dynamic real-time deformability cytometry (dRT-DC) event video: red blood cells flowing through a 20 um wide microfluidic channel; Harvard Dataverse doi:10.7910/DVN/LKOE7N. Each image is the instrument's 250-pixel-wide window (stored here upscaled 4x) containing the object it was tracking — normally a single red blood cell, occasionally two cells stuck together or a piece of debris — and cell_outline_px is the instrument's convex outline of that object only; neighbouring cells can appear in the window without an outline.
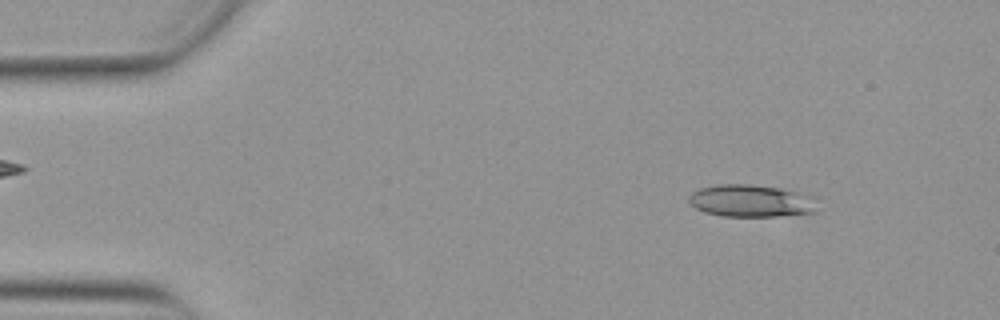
{"species": "Egyptian fruit bat (a non-hibernating species)", "species_latin": "Rousettus aegyptiacus", "temperature_condition": "warm", "stored_images_in_passage": 51, "camera_frame_rate_fps": 3000, "um_per_image_px": 0.085, "animal": {"sex": "female"}, "frame": {"image": 1, "passage_image": 5, "time_ms": 1.333, "image_size_px": [1000, 320], "cell_outline_px": [[820, 196], [816, 212], [776, 216], [720, 216], [704, 212], [696, 208], [688, 200], [688, 196], [692, 192], [700, 188], [716, 184], [748, 184], [780, 188]], "centroid_in_image_um": [63.92, 17.06], "position_along_channel_um": 21.1, "area_um2": 24.68}}
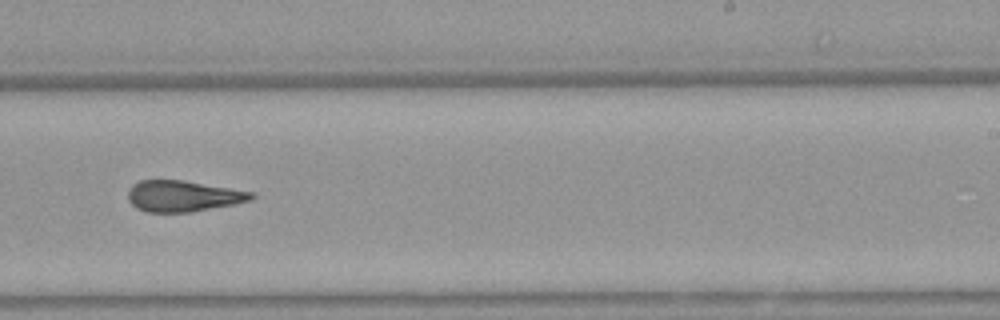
{"frame": {"image": 2, "passage_image": 31, "time_ms": 10.0, "image_size_px": [1000, 320], "cell_outline_px": [[256, 196], [252, 200], [192, 212], [144, 212], [136, 208], [128, 200], [128, 188], [132, 184], [140, 180], [184, 180], [256, 192]], "centroid_in_image_um": [15.56, 16.66], "position_along_channel_um": 273.4, "area_um2": 22.6}}
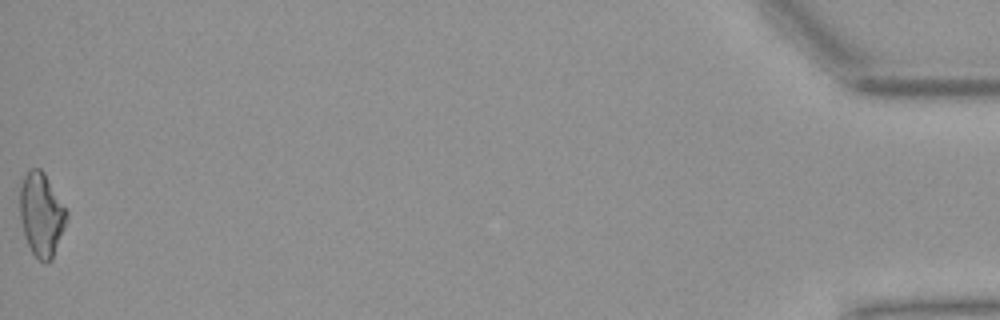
{"frame": {"image": 3, "passage_image": 51, "time_ms": 16.667, "image_size_px": [1000, 320], "cell_outline_px": [[68, 220], [52, 260], [40, 260], [32, 252], [28, 244], [20, 220], [20, 184], [28, 168], [40, 168], [44, 172], [68, 212]], "centroid_in_image_um": [3.53, 18.2], "position_along_channel_um": 431.7, "area_um2": 22.72}, "authors_computed_cell_mechanics": {"area_um2": 22.7154, "velocity_mm_per_s": 3.8886, "shape_relaxation_time_tau1_ms": 8.5331, "shape_relaxation_time_tau2_ms": 3.9313, "deformation_change_tau1": 0.2535, "deformation_change_tau2": 0.1448}}